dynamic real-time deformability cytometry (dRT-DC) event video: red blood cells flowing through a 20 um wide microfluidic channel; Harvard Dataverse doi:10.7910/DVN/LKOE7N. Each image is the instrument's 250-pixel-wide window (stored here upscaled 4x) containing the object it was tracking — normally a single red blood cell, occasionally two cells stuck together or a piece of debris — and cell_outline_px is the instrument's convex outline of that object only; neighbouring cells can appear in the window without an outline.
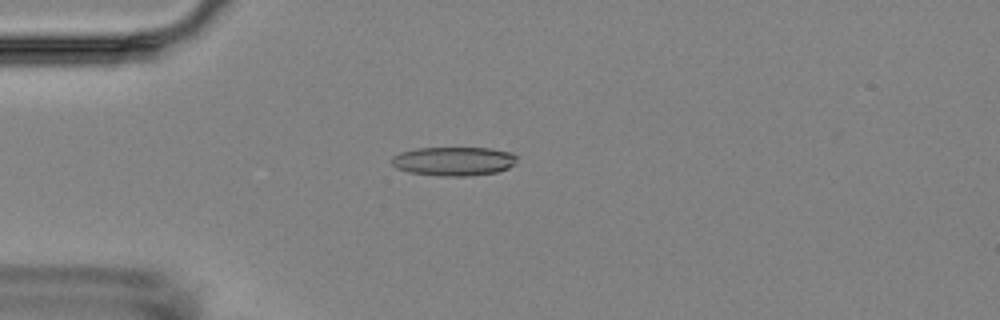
{"species": "Egyptian fruit bat (a non-hibernating species)", "species_latin": "Rousettus aegyptiacus", "temperature_condition": "room temperature", "stored_images_in_passage": 3, "camera_frame_rate_fps": 3000, "um_per_image_px": 0.085, "animal": {"sex": "female"}, "frame": {"image": 1, "passage_image": 1, "time_ms": 0.0, "image_size_px": [1000, 320], "cell_outline_px": [[516, 160], [508, 168], [496, 172], [468, 176], [440, 176], [408, 172], [396, 168], [392, 164], [392, 156], [400, 152], [416, 148], [492, 148], [512, 152], [516, 156]], "centroid_in_image_um": [38.54, 13.7], "position_along_channel_um": 46.5, "area_um2": 21.15}}
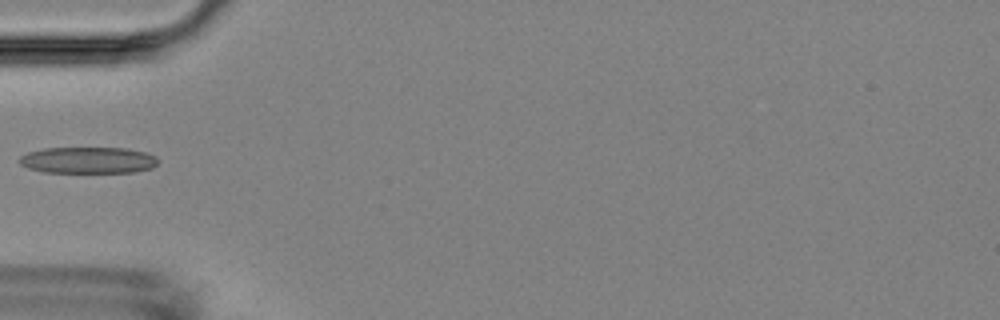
{"frame": {"image": 2, "passage_image": 2, "time_ms": 1.333, "image_size_px": [1000, 320], "cell_outline_px": [[160, 160], [152, 168], [136, 172], [44, 172], [28, 168], [20, 164], [16, 160], [20, 156], [28, 152], [44, 148], [124, 148], [144, 152], [156, 156]], "centroid_in_image_um": [7.47, 13.61], "position_along_channel_um": 77.5, "area_um2": 21.44}}